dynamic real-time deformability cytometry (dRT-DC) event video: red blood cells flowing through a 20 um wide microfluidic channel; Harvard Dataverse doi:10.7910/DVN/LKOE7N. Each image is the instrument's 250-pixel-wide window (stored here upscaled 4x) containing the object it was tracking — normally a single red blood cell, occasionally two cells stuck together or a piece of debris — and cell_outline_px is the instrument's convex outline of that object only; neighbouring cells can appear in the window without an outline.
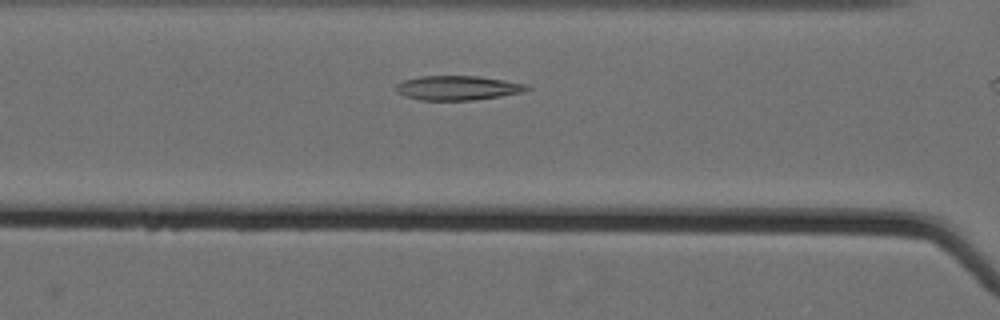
{"species": "Egyptian fruit bat (a non-hibernating species)", "species_latin": "Rousettus aegyptiacus", "temperature_condition": "cold", "stored_images_in_passage": 14, "camera_frame_rate_fps": 3000, "um_per_image_px": 0.085, "animal": {"sex": "female"}, "frame": {"image": 1, "passage_image": 12, "time_ms": 3.667, "image_size_px": [1000, 320], "cell_outline_px": [[532, 88], [524, 92], [500, 96], [472, 100], [420, 100], [404, 96], [396, 92], [396, 84], [404, 80], [420, 76], [480, 76], [528, 84]], "centroid_in_image_um": [38.92, 7.47], "position_along_channel_um": 127.7, "area_um2": 18.73}}